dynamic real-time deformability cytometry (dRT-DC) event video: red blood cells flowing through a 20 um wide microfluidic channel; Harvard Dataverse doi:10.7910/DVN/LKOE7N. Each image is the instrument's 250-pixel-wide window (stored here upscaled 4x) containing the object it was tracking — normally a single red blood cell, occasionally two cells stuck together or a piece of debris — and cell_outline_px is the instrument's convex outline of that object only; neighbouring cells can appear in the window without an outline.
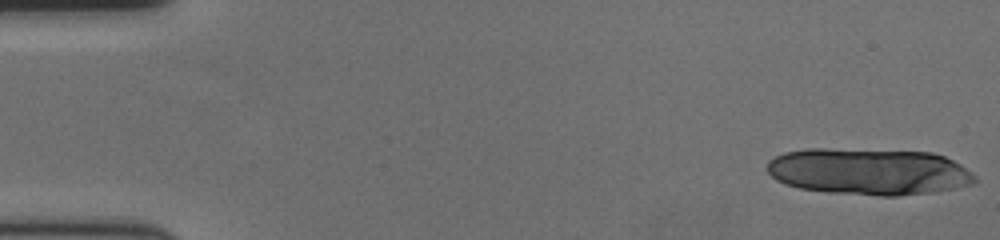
{"species": "human", "species_latin": "Homo sapiens", "temperature_condition": "cold", "stored_images_in_passage": 16, "camera_frame_rate_fps": 3000, "um_per_image_px": 0.085, "donor": {"sex": "female"}, "frame": {"image": 1, "passage_image": 1, "time_ms": 0.0, "image_size_px": [1000, 240], "cell_outline_px": [[976, 180], [968, 184], [928, 192], [896, 196], [880, 196], [828, 192], [800, 188], [784, 184], [776, 180], [768, 172], [768, 160], [784, 152], [808, 148], [824, 148], [932, 152], [944, 156], [960, 164], [976, 176]], "centroid_in_image_um": [73.78, 14.57], "position_along_channel_um": 11.2, "area_um2": 56.18}}